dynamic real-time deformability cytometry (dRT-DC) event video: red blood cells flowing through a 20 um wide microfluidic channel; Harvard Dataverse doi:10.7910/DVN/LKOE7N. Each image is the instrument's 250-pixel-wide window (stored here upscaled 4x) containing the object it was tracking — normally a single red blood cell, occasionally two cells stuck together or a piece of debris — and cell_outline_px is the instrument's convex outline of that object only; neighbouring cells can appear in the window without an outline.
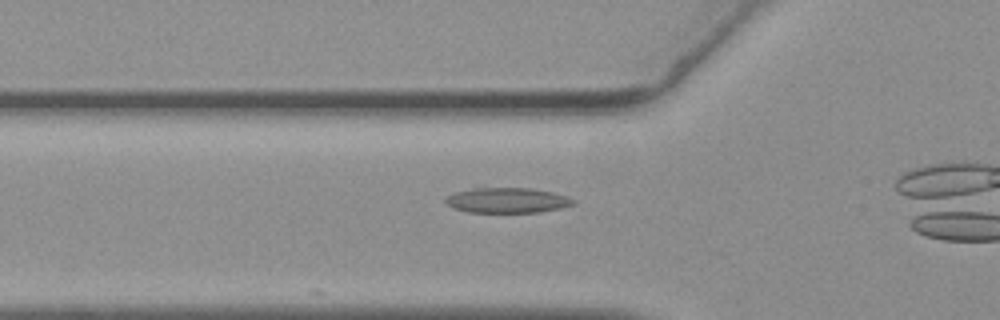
{"species": "common noctule bat (a hibernating species)", "species_latin": "Nyctalus noctula", "temperature_condition": "warm", "stored_images_in_passage": 24, "camera_frame_rate_fps": 3000, "um_per_image_px": 0.085, "animal": {"sex": "female", "body_mass_g": 19.3, "forearm_length_mm": 54.1}, "frame": {"image": 1, "passage_image": 5, "time_ms": 1.333, "image_size_px": [1000, 320], "cell_outline_px": [[576, 204], [560, 208], [540, 212], [468, 212], [452, 208], [444, 200], [448, 196], [456, 192], [472, 188], [532, 188], [552, 192], [576, 200]], "centroid_in_image_um": [43.12, 17.03], "position_along_channel_um": 82.7, "area_um2": 18.67}}
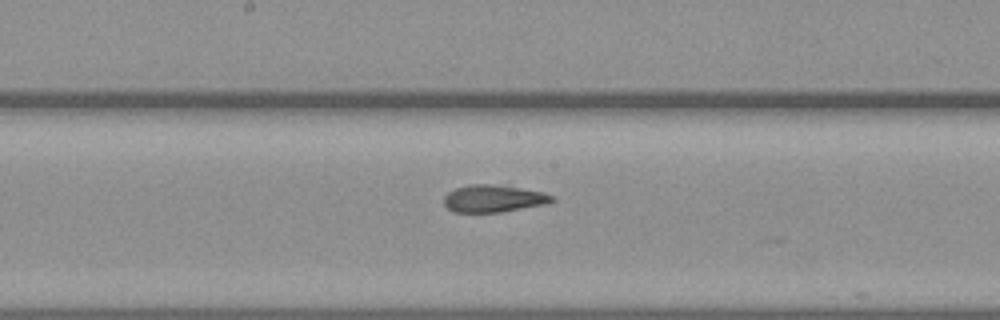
{"frame": {"image": 2, "passage_image": 15, "time_ms": 4.667, "image_size_px": [1000, 320], "cell_outline_px": [[556, 200], [548, 204], [500, 212], [452, 212], [444, 204], [444, 196], [448, 192], [456, 188], [472, 184], [488, 184], [544, 192], [556, 196]], "centroid_in_image_um": [41.98, 16.89], "position_along_channel_um": 206.2, "area_um2": 17.11}}
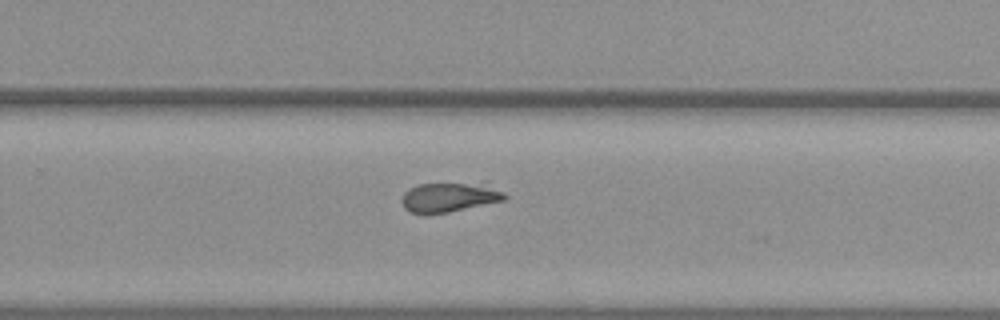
{"frame": {"image": 3, "passage_image": 22, "time_ms": 7.0, "image_size_px": [1000, 320], "cell_outline_px": [[508, 196], [504, 200], [448, 212], [412, 212], [404, 208], [400, 200], [404, 192], [408, 188], [420, 184], [484, 180], [504, 192]], "centroid_in_image_um": [38.28, 16.68], "position_along_channel_um": 291.5, "area_um2": 18.32}}